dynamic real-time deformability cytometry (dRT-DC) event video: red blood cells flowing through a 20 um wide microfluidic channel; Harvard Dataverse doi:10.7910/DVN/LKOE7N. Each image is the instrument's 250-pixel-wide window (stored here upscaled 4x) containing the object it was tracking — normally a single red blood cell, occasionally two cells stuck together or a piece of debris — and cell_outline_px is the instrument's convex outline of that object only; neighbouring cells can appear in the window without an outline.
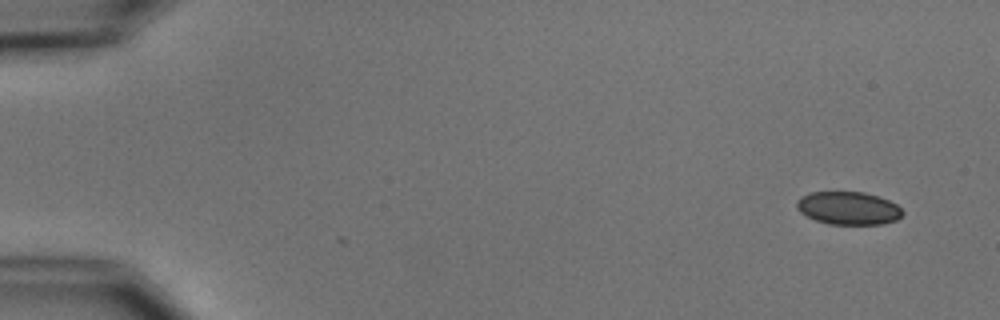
{"species": "common noctule bat (a hibernating species)", "species_latin": "Nyctalus noctula", "temperature_condition": "cold", "stored_images_in_passage": 4, "camera_frame_rate_fps": 3000, "um_per_image_px": 0.085, "animal": {"sex": "male", "body_mass_g": 15.6}, "frame": {"image": 1, "passage_image": 1, "time_ms": 0.0, "image_size_px": [1000, 320], "cell_outline_px": [[904, 212], [896, 220], [884, 224], [828, 224], [816, 220], [800, 212], [796, 208], [796, 200], [800, 196], [808, 192], [864, 192], [880, 196], [896, 204]], "centroid_in_image_um": [72.09, 17.68], "position_along_channel_um": 12.9, "area_um2": 20.46}}
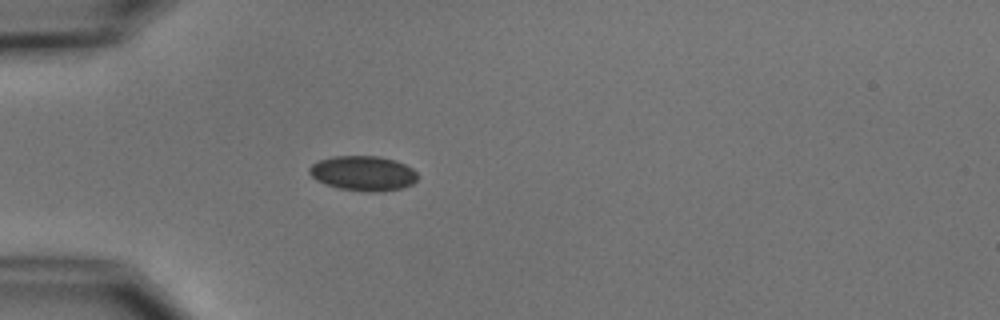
{"frame": {"image": 2, "passage_image": 4, "time_ms": 4.333, "image_size_px": [1000, 320], "cell_outline_px": [[416, 180], [412, 184], [404, 188], [380, 192], [364, 192], [340, 188], [324, 184], [316, 180], [308, 172], [308, 168], [312, 164], [320, 160], [332, 156], [380, 156], [396, 160], [412, 168], [416, 172]], "centroid_in_image_um": [30.86, 14.73], "position_along_channel_um": 54.1, "area_um2": 22.2}}